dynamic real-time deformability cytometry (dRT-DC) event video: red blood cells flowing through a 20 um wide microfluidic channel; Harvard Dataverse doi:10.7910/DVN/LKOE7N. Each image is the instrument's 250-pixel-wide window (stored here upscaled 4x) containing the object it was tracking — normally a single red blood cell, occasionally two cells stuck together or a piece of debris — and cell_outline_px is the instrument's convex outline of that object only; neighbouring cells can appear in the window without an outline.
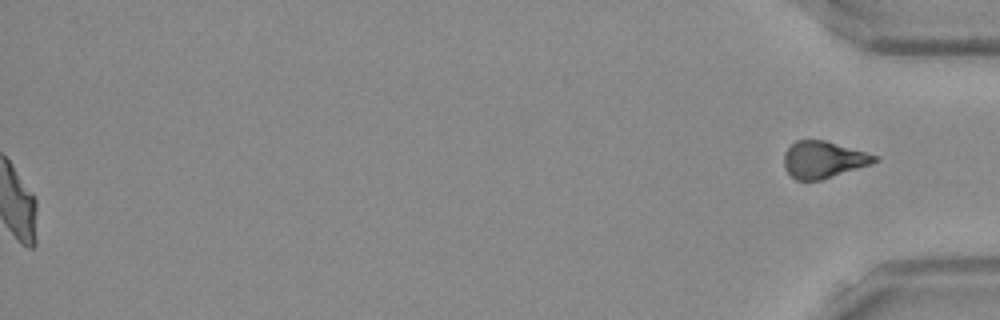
{"species": "Egyptian fruit bat (a non-hibernating species)", "species_latin": "Rousettus aegyptiacus", "temperature_condition": "room temperature", "stored_images_in_passage": 51, "segment_of_instrument_passage": [2, 2], "camera_frame_rate_fps": 3000, "um_per_image_px": 0.085, "frame": {"image": 1, "passage_image": 51, "time_ms": 16.667, "image_size_px": [1000, 320], "cell_outline_px": [[880, 160], [872, 164], [820, 180], [796, 180], [784, 168], [784, 152], [796, 140], [824, 140], [880, 156]], "centroid_in_image_um": [70.01, 13.56], "position_along_channel_um": 365.2, "area_um2": 19.42}}